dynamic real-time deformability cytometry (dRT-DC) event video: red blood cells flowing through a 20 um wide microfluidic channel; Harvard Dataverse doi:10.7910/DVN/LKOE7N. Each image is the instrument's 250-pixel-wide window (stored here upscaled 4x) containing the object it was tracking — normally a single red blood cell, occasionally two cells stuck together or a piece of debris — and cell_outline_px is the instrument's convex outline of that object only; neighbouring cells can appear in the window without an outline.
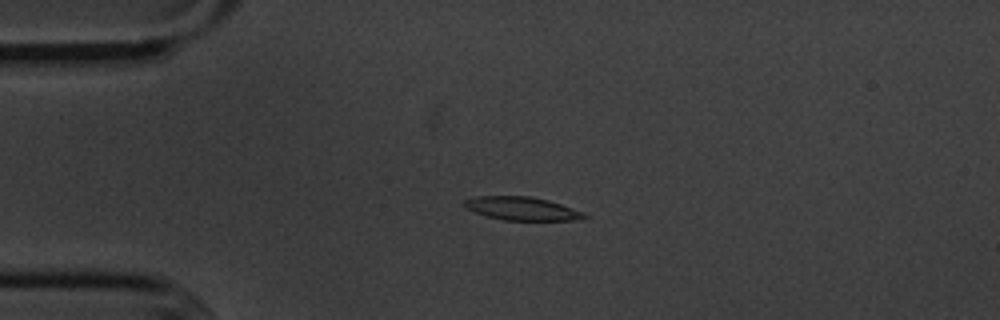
{"species": "common noctule bat (a hibernating species)", "species_latin": "Nyctalus noctula", "temperature_condition": "cold", "stored_images_in_passage": 4, "camera_frame_rate_fps": 3000, "um_per_image_px": 0.085, "animal": {"sex": "male", "body_mass_g": 20.1, "forearm_length_mm": 53.5}, "frame": {"image": 1, "passage_image": 3, "time_ms": 3.333, "image_size_px": [1000, 320], "cell_outline_px": [[588, 216], [572, 220], [504, 220], [484, 216], [468, 208], [464, 204], [464, 200], [476, 196], [532, 196], [548, 200], [584, 212]], "centroid_in_image_um": [44.34, 17.72], "position_along_channel_um": 40.7, "area_um2": 16.13}}